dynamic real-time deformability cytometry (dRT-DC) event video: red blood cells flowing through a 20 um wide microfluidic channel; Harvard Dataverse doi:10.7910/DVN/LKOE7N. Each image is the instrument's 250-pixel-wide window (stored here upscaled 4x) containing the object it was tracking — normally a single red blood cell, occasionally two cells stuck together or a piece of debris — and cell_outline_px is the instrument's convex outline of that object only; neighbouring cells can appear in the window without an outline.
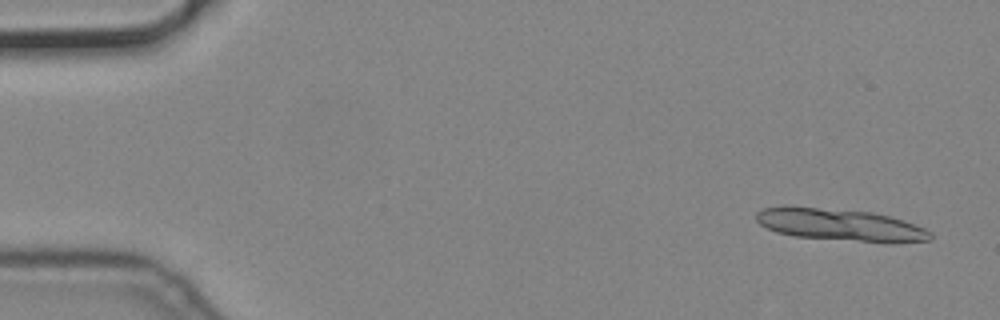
{"species": "common noctule bat (a hibernating species)", "species_latin": "Nyctalus noctula", "temperature_condition": "cold", "stored_images_in_passage": 6, "segment_of_instrument_passage": [1, 2], "camera_frame_rate_fps": 3000, "um_per_image_px": 0.085, "animal": {"sex": "male", "body_mass_g": 19.2, "forearm_length_mm": 51.8}, "frame": {"image": 1, "passage_image": 1, "time_ms": 0.0, "image_size_px": [1000, 320], "cell_outline_px": [[932, 240], [892, 244], [888, 244], [792, 236], [776, 232], [760, 224], [756, 220], [756, 212], [764, 208], [816, 208], [872, 212], [888, 216], [924, 228], [932, 232]], "centroid_in_image_um": [71.51, 19.17], "position_along_channel_um": 13.5, "area_um2": 32.25}}